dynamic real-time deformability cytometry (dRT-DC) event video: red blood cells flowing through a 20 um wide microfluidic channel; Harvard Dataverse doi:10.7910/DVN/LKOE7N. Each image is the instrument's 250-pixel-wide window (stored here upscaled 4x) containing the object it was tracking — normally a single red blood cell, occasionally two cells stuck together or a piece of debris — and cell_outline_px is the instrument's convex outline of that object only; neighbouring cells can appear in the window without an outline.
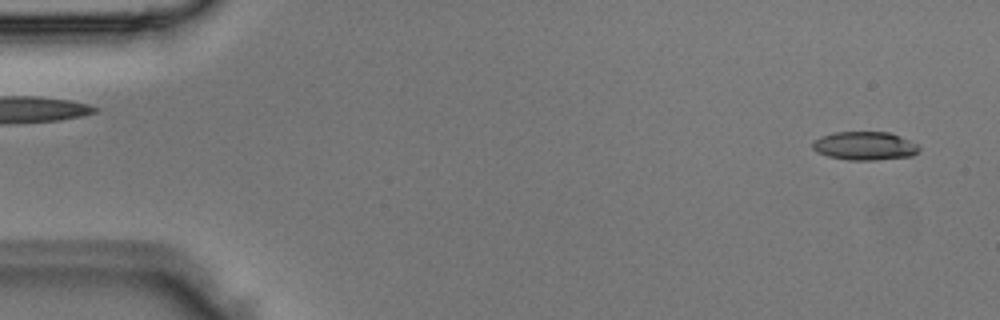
{"species": "Egyptian fruit bat (a non-hibernating species)", "species_latin": "Rousettus aegyptiacus", "temperature_condition": "room temperature", "stored_images_in_passage": 4, "camera_frame_rate_fps": 3000, "um_per_image_px": 0.085, "animal": {"sex": "male"}, "frame": {"image": 1, "passage_image": 1, "time_ms": 0.0, "image_size_px": [1000, 320], "cell_outline_px": [[920, 148], [912, 156], [876, 160], [848, 160], [828, 156], [816, 152], [812, 148], [812, 140], [820, 136], [832, 132], [892, 132], [920, 144]], "centroid_in_image_um": [73.5, 12.39], "position_along_channel_um": 11.5, "area_um2": 18.03}}